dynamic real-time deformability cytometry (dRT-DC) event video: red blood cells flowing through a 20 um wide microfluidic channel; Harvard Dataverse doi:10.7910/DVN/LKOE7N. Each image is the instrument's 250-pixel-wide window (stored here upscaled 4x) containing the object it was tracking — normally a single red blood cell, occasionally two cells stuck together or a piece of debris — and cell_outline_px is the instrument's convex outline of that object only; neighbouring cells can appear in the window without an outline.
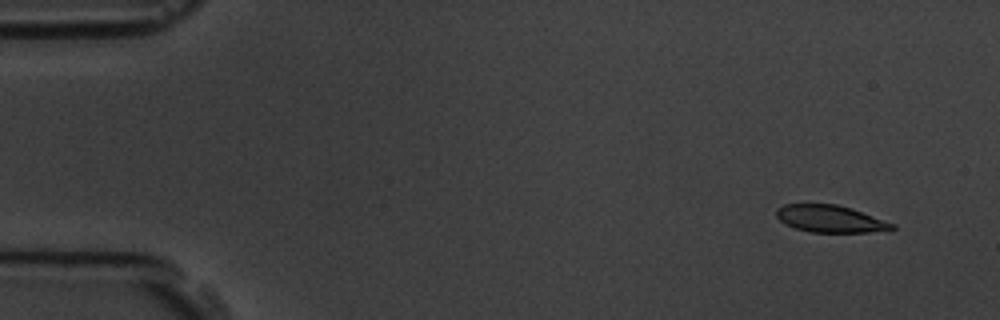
{"species": "common noctule bat (a hibernating species)", "species_latin": "Nyctalus noctula", "temperature_condition": "room temperature", "stored_images_in_passage": 4, "camera_frame_rate_fps": 3000, "um_per_image_px": 0.085, "animal": {"sex": "male", "body_mass_g": 19.5, "forearm_length_mm": 54.6}, "frame": {"image": 1, "passage_image": 1, "time_ms": 0.0, "image_size_px": [1000, 320], "cell_outline_px": [[896, 228], [868, 232], [812, 232], [796, 228], [780, 220], [776, 216], [776, 208], [784, 204], [836, 204], [896, 224]], "centroid_in_image_um": [70.54, 18.59], "position_along_channel_um": 14.5, "area_um2": 17.86}}
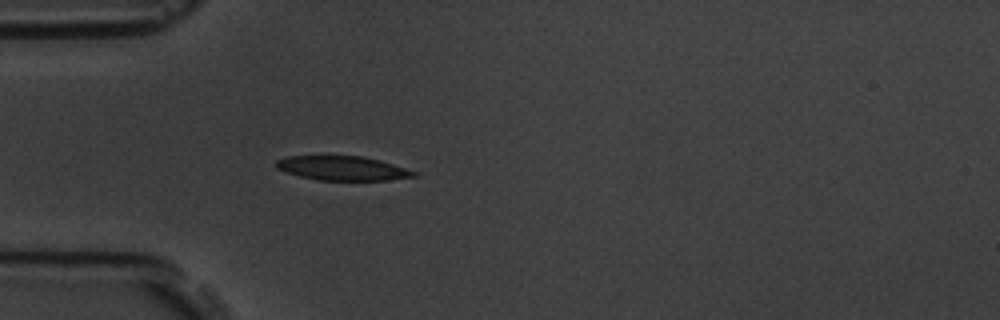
{"frame": {"image": 2, "passage_image": 4, "time_ms": 4.0, "image_size_px": [1000, 320], "cell_outline_px": [[416, 176], [388, 180], [316, 180], [284, 172], [276, 168], [276, 160], [288, 156], [360, 156], [380, 160], [416, 172]], "centroid_in_image_um": [29.06, 14.3], "position_along_channel_um": 55.9, "area_um2": 19.31}}